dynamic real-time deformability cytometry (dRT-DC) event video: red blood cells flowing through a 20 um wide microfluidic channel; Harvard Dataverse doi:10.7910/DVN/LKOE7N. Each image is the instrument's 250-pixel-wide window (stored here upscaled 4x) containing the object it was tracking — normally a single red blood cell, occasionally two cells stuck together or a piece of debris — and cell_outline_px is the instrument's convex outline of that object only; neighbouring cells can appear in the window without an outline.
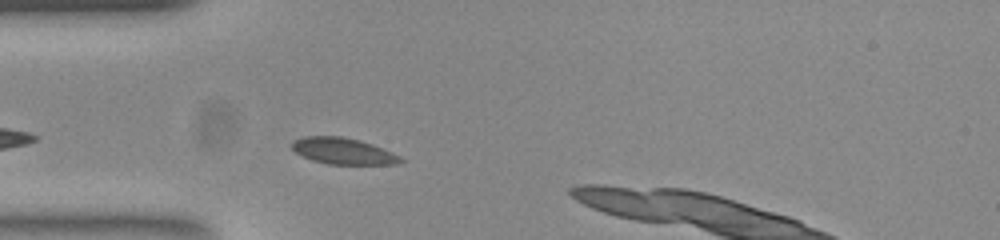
{"species": "common noctule bat (a hibernating species)", "species_latin": "Nyctalus noctula", "temperature_condition": "room temperature", "stored_images_in_passage": 20, "camera_frame_rate_fps": 3000, "um_per_image_px": 0.085, "animal": {"sex": "female", "body_mass_g": 23.0, "forearm_length_mm": 53.4}, "frame": {"image": 1, "passage_image": 4, "time_ms": 1.0, "image_size_px": [1000, 240], "cell_outline_px": [[404, 160], [396, 164], [328, 164], [312, 160], [296, 152], [292, 148], [292, 140], [304, 136], [340, 136], [360, 140], [372, 144], [392, 152], [400, 156]], "centroid_in_image_um": [29.16, 12.83], "position_along_channel_um": 55.8, "area_um2": 16.59}}
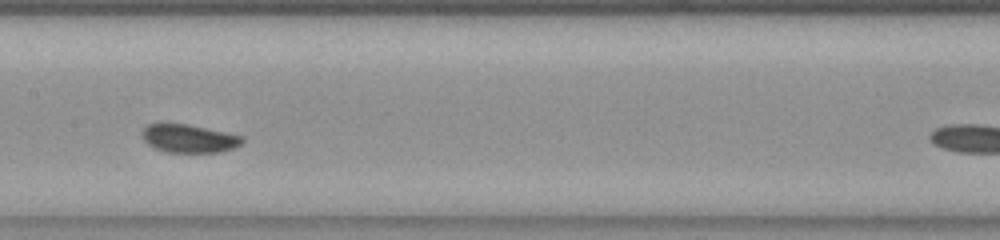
{"frame": {"image": 2, "passage_image": 15, "time_ms": 4.667, "image_size_px": [1000, 240], "cell_outline_px": [[244, 140], [240, 144], [232, 148], [220, 152], [168, 152], [152, 148], [144, 140], [144, 128], [148, 124], [160, 120], [188, 124], [244, 136]], "centroid_in_image_um": [16.01, 11.73], "position_along_channel_um": 191.4, "area_um2": 16.82}}